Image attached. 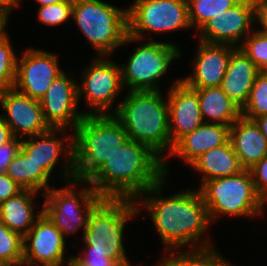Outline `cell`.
<instances>
[{
    "mask_svg": "<svg viewBox=\"0 0 267 266\" xmlns=\"http://www.w3.org/2000/svg\"><path fill=\"white\" fill-rule=\"evenodd\" d=\"M164 91H126L114 116L123 125L129 139L146 145L163 161L164 176L169 178L171 169L167 158L173 145Z\"/></svg>",
    "mask_w": 267,
    "mask_h": 266,
    "instance_id": "cell-3",
    "label": "cell"
},
{
    "mask_svg": "<svg viewBox=\"0 0 267 266\" xmlns=\"http://www.w3.org/2000/svg\"><path fill=\"white\" fill-rule=\"evenodd\" d=\"M164 177L163 161L146 145L128 139L87 181L104 198L135 200Z\"/></svg>",
    "mask_w": 267,
    "mask_h": 266,
    "instance_id": "cell-2",
    "label": "cell"
},
{
    "mask_svg": "<svg viewBox=\"0 0 267 266\" xmlns=\"http://www.w3.org/2000/svg\"><path fill=\"white\" fill-rule=\"evenodd\" d=\"M76 76L64 71L40 99L44 120L50 128L74 131L85 116L79 109Z\"/></svg>",
    "mask_w": 267,
    "mask_h": 266,
    "instance_id": "cell-16",
    "label": "cell"
},
{
    "mask_svg": "<svg viewBox=\"0 0 267 266\" xmlns=\"http://www.w3.org/2000/svg\"><path fill=\"white\" fill-rule=\"evenodd\" d=\"M17 57L10 35L6 31L0 37V92L14 88Z\"/></svg>",
    "mask_w": 267,
    "mask_h": 266,
    "instance_id": "cell-31",
    "label": "cell"
},
{
    "mask_svg": "<svg viewBox=\"0 0 267 266\" xmlns=\"http://www.w3.org/2000/svg\"><path fill=\"white\" fill-rule=\"evenodd\" d=\"M255 27L261 33L267 35V1L265 0H257Z\"/></svg>",
    "mask_w": 267,
    "mask_h": 266,
    "instance_id": "cell-38",
    "label": "cell"
},
{
    "mask_svg": "<svg viewBox=\"0 0 267 266\" xmlns=\"http://www.w3.org/2000/svg\"><path fill=\"white\" fill-rule=\"evenodd\" d=\"M230 127L203 122L193 132L185 134L174 145L168 156L175 157L188 166L206 151L223 145L229 139Z\"/></svg>",
    "mask_w": 267,
    "mask_h": 266,
    "instance_id": "cell-20",
    "label": "cell"
},
{
    "mask_svg": "<svg viewBox=\"0 0 267 266\" xmlns=\"http://www.w3.org/2000/svg\"><path fill=\"white\" fill-rule=\"evenodd\" d=\"M259 72L255 63L240 48H237L231 54L220 87L242 109Z\"/></svg>",
    "mask_w": 267,
    "mask_h": 266,
    "instance_id": "cell-22",
    "label": "cell"
},
{
    "mask_svg": "<svg viewBox=\"0 0 267 266\" xmlns=\"http://www.w3.org/2000/svg\"><path fill=\"white\" fill-rule=\"evenodd\" d=\"M267 189L259 196V216L264 217L267 210Z\"/></svg>",
    "mask_w": 267,
    "mask_h": 266,
    "instance_id": "cell-41",
    "label": "cell"
},
{
    "mask_svg": "<svg viewBox=\"0 0 267 266\" xmlns=\"http://www.w3.org/2000/svg\"><path fill=\"white\" fill-rule=\"evenodd\" d=\"M129 43L139 45L128 54L124 64L119 63L125 91H162L160 80L182 58L179 45L168 40L143 41L127 35L123 47Z\"/></svg>",
    "mask_w": 267,
    "mask_h": 266,
    "instance_id": "cell-7",
    "label": "cell"
},
{
    "mask_svg": "<svg viewBox=\"0 0 267 266\" xmlns=\"http://www.w3.org/2000/svg\"><path fill=\"white\" fill-rule=\"evenodd\" d=\"M84 266H118L112 259L104 255H72Z\"/></svg>",
    "mask_w": 267,
    "mask_h": 266,
    "instance_id": "cell-37",
    "label": "cell"
},
{
    "mask_svg": "<svg viewBox=\"0 0 267 266\" xmlns=\"http://www.w3.org/2000/svg\"><path fill=\"white\" fill-rule=\"evenodd\" d=\"M5 173L23 190L42 193V196L52 187L51 180H55L21 148L8 164Z\"/></svg>",
    "mask_w": 267,
    "mask_h": 266,
    "instance_id": "cell-26",
    "label": "cell"
},
{
    "mask_svg": "<svg viewBox=\"0 0 267 266\" xmlns=\"http://www.w3.org/2000/svg\"><path fill=\"white\" fill-rule=\"evenodd\" d=\"M22 190L5 172L0 173V204L16 196Z\"/></svg>",
    "mask_w": 267,
    "mask_h": 266,
    "instance_id": "cell-36",
    "label": "cell"
},
{
    "mask_svg": "<svg viewBox=\"0 0 267 266\" xmlns=\"http://www.w3.org/2000/svg\"><path fill=\"white\" fill-rule=\"evenodd\" d=\"M239 48L255 63L259 71H267V35L255 28Z\"/></svg>",
    "mask_w": 267,
    "mask_h": 266,
    "instance_id": "cell-33",
    "label": "cell"
},
{
    "mask_svg": "<svg viewBox=\"0 0 267 266\" xmlns=\"http://www.w3.org/2000/svg\"><path fill=\"white\" fill-rule=\"evenodd\" d=\"M196 49L191 73L180 77L192 89L221 86L222 79L227 71L231 54L237 49L226 44H212L200 40L196 41Z\"/></svg>",
    "mask_w": 267,
    "mask_h": 266,
    "instance_id": "cell-17",
    "label": "cell"
},
{
    "mask_svg": "<svg viewBox=\"0 0 267 266\" xmlns=\"http://www.w3.org/2000/svg\"><path fill=\"white\" fill-rule=\"evenodd\" d=\"M55 52L28 47L17 57L14 88L33 99L40 100L59 75L65 70L60 66Z\"/></svg>",
    "mask_w": 267,
    "mask_h": 266,
    "instance_id": "cell-14",
    "label": "cell"
},
{
    "mask_svg": "<svg viewBox=\"0 0 267 266\" xmlns=\"http://www.w3.org/2000/svg\"><path fill=\"white\" fill-rule=\"evenodd\" d=\"M72 19L98 56H113L117 48H123L127 7L102 0H73Z\"/></svg>",
    "mask_w": 267,
    "mask_h": 266,
    "instance_id": "cell-6",
    "label": "cell"
},
{
    "mask_svg": "<svg viewBox=\"0 0 267 266\" xmlns=\"http://www.w3.org/2000/svg\"><path fill=\"white\" fill-rule=\"evenodd\" d=\"M23 237L11 231L0 219V265L22 266Z\"/></svg>",
    "mask_w": 267,
    "mask_h": 266,
    "instance_id": "cell-29",
    "label": "cell"
},
{
    "mask_svg": "<svg viewBox=\"0 0 267 266\" xmlns=\"http://www.w3.org/2000/svg\"><path fill=\"white\" fill-rule=\"evenodd\" d=\"M167 184L164 177L135 199L138 214L143 209L149 215L163 244V252L215 244L208 234L214 225L198 188L164 196L162 192Z\"/></svg>",
    "mask_w": 267,
    "mask_h": 266,
    "instance_id": "cell-1",
    "label": "cell"
},
{
    "mask_svg": "<svg viewBox=\"0 0 267 266\" xmlns=\"http://www.w3.org/2000/svg\"><path fill=\"white\" fill-rule=\"evenodd\" d=\"M171 84L167 89V101L169 135L171 144L174 145L185 134L199 127L203 119L197 91L188 87L181 78H177Z\"/></svg>",
    "mask_w": 267,
    "mask_h": 266,
    "instance_id": "cell-19",
    "label": "cell"
},
{
    "mask_svg": "<svg viewBox=\"0 0 267 266\" xmlns=\"http://www.w3.org/2000/svg\"><path fill=\"white\" fill-rule=\"evenodd\" d=\"M67 131L68 129L50 128L44 133L21 139L20 144V148L51 177H61L59 180L64 179L63 182L75 180L73 131ZM59 160H63L61 169L59 168L61 174H56L54 169L56 170Z\"/></svg>",
    "mask_w": 267,
    "mask_h": 266,
    "instance_id": "cell-12",
    "label": "cell"
},
{
    "mask_svg": "<svg viewBox=\"0 0 267 266\" xmlns=\"http://www.w3.org/2000/svg\"><path fill=\"white\" fill-rule=\"evenodd\" d=\"M10 21L4 18H0V37L7 31V25Z\"/></svg>",
    "mask_w": 267,
    "mask_h": 266,
    "instance_id": "cell-44",
    "label": "cell"
},
{
    "mask_svg": "<svg viewBox=\"0 0 267 266\" xmlns=\"http://www.w3.org/2000/svg\"><path fill=\"white\" fill-rule=\"evenodd\" d=\"M35 15L38 22L45 27H60L63 24H71L73 0H65L56 4H48L37 8Z\"/></svg>",
    "mask_w": 267,
    "mask_h": 266,
    "instance_id": "cell-32",
    "label": "cell"
},
{
    "mask_svg": "<svg viewBox=\"0 0 267 266\" xmlns=\"http://www.w3.org/2000/svg\"><path fill=\"white\" fill-rule=\"evenodd\" d=\"M2 116L14 137L26 138L44 133L50 129L43 117L40 100L18 92L15 88L0 92Z\"/></svg>",
    "mask_w": 267,
    "mask_h": 266,
    "instance_id": "cell-18",
    "label": "cell"
},
{
    "mask_svg": "<svg viewBox=\"0 0 267 266\" xmlns=\"http://www.w3.org/2000/svg\"><path fill=\"white\" fill-rule=\"evenodd\" d=\"M36 2V4L38 3V6H44V5H48V4H56L59 2H63L65 0H34Z\"/></svg>",
    "mask_w": 267,
    "mask_h": 266,
    "instance_id": "cell-43",
    "label": "cell"
},
{
    "mask_svg": "<svg viewBox=\"0 0 267 266\" xmlns=\"http://www.w3.org/2000/svg\"><path fill=\"white\" fill-rule=\"evenodd\" d=\"M256 124L259 126L260 131L264 135L265 139L267 140V114L257 117L254 119Z\"/></svg>",
    "mask_w": 267,
    "mask_h": 266,
    "instance_id": "cell-42",
    "label": "cell"
},
{
    "mask_svg": "<svg viewBox=\"0 0 267 266\" xmlns=\"http://www.w3.org/2000/svg\"><path fill=\"white\" fill-rule=\"evenodd\" d=\"M240 0H187L192 30L199 31L207 21L225 13Z\"/></svg>",
    "mask_w": 267,
    "mask_h": 266,
    "instance_id": "cell-28",
    "label": "cell"
},
{
    "mask_svg": "<svg viewBox=\"0 0 267 266\" xmlns=\"http://www.w3.org/2000/svg\"><path fill=\"white\" fill-rule=\"evenodd\" d=\"M62 185L61 188L53 186L43 195L42 212L65 239L79 231H82V239L91 212L104 197L98 195L88 181L75 179Z\"/></svg>",
    "mask_w": 267,
    "mask_h": 266,
    "instance_id": "cell-9",
    "label": "cell"
},
{
    "mask_svg": "<svg viewBox=\"0 0 267 266\" xmlns=\"http://www.w3.org/2000/svg\"><path fill=\"white\" fill-rule=\"evenodd\" d=\"M65 266H84L83 264L79 263L73 256L68 261V263Z\"/></svg>",
    "mask_w": 267,
    "mask_h": 266,
    "instance_id": "cell-45",
    "label": "cell"
},
{
    "mask_svg": "<svg viewBox=\"0 0 267 266\" xmlns=\"http://www.w3.org/2000/svg\"><path fill=\"white\" fill-rule=\"evenodd\" d=\"M128 139L114 115H85L73 131L75 179L87 181Z\"/></svg>",
    "mask_w": 267,
    "mask_h": 266,
    "instance_id": "cell-5",
    "label": "cell"
},
{
    "mask_svg": "<svg viewBox=\"0 0 267 266\" xmlns=\"http://www.w3.org/2000/svg\"><path fill=\"white\" fill-rule=\"evenodd\" d=\"M138 215L134 199L104 198L90 214L81 240L84 248L81 246L78 254L104 255L118 266H136L128 258L123 240L127 223Z\"/></svg>",
    "mask_w": 267,
    "mask_h": 266,
    "instance_id": "cell-4",
    "label": "cell"
},
{
    "mask_svg": "<svg viewBox=\"0 0 267 266\" xmlns=\"http://www.w3.org/2000/svg\"><path fill=\"white\" fill-rule=\"evenodd\" d=\"M249 170L255 184L256 191L260 196L267 189V156L254 164Z\"/></svg>",
    "mask_w": 267,
    "mask_h": 266,
    "instance_id": "cell-34",
    "label": "cell"
},
{
    "mask_svg": "<svg viewBox=\"0 0 267 266\" xmlns=\"http://www.w3.org/2000/svg\"><path fill=\"white\" fill-rule=\"evenodd\" d=\"M267 114V71H260L250 90L248 100L241 109V116L254 120Z\"/></svg>",
    "mask_w": 267,
    "mask_h": 266,
    "instance_id": "cell-30",
    "label": "cell"
},
{
    "mask_svg": "<svg viewBox=\"0 0 267 266\" xmlns=\"http://www.w3.org/2000/svg\"><path fill=\"white\" fill-rule=\"evenodd\" d=\"M203 122L231 126L241 117V109L219 87L195 89Z\"/></svg>",
    "mask_w": 267,
    "mask_h": 266,
    "instance_id": "cell-25",
    "label": "cell"
},
{
    "mask_svg": "<svg viewBox=\"0 0 267 266\" xmlns=\"http://www.w3.org/2000/svg\"><path fill=\"white\" fill-rule=\"evenodd\" d=\"M257 0H240L225 13L211 18L197 32V39L206 43L226 44L239 48L256 28Z\"/></svg>",
    "mask_w": 267,
    "mask_h": 266,
    "instance_id": "cell-15",
    "label": "cell"
},
{
    "mask_svg": "<svg viewBox=\"0 0 267 266\" xmlns=\"http://www.w3.org/2000/svg\"><path fill=\"white\" fill-rule=\"evenodd\" d=\"M110 56H94L82 68L81 79L77 80L78 102L84 100L87 110L84 115H114L118 107L113 105L117 97L125 92L119 63ZM119 95V96H118ZM89 107V108H88Z\"/></svg>",
    "mask_w": 267,
    "mask_h": 266,
    "instance_id": "cell-11",
    "label": "cell"
},
{
    "mask_svg": "<svg viewBox=\"0 0 267 266\" xmlns=\"http://www.w3.org/2000/svg\"><path fill=\"white\" fill-rule=\"evenodd\" d=\"M38 195L39 193L32 190H22L16 196L1 203V221L11 231L24 237L35 220L43 213L42 208L37 212L35 211Z\"/></svg>",
    "mask_w": 267,
    "mask_h": 266,
    "instance_id": "cell-24",
    "label": "cell"
},
{
    "mask_svg": "<svg viewBox=\"0 0 267 266\" xmlns=\"http://www.w3.org/2000/svg\"><path fill=\"white\" fill-rule=\"evenodd\" d=\"M23 0H0V18L10 20L12 12L16 8H21Z\"/></svg>",
    "mask_w": 267,
    "mask_h": 266,
    "instance_id": "cell-39",
    "label": "cell"
},
{
    "mask_svg": "<svg viewBox=\"0 0 267 266\" xmlns=\"http://www.w3.org/2000/svg\"><path fill=\"white\" fill-rule=\"evenodd\" d=\"M215 225L224 216L259 218V195L249 169L233 176L219 177L197 187ZM215 223V224H214Z\"/></svg>",
    "mask_w": 267,
    "mask_h": 266,
    "instance_id": "cell-8",
    "label": "cell"
},
{
    "mask_svg": "<svg viewBox=\"0 0 267 266\" xmlns=\"http://www.w3.org/2000/svg\"><path fill=\"white\" fill-rule=\"evenodd\" d=\"M13 138L14 135L10 127L4 121L2 113H0V146L10 142Z\"/></svg>",
    "mask_w": 267,
    "mask_h": 266,
    "instance_id": "cell-40",
    "label": "cell"
},
{
    "mask_svg": "<svg viewBox=\"0 0 267 266\" xmlns=\"http://www.w3.org/2000/svg\"><path fill=\"white\" fill-rule=\"evenodd\" d=\"M229 140L244 169L267 156V140L254 120L241 116L230 126Z\"/></svg>",
    "mask_w": 267,
    "mask_h": 266,
    "instance_id": "cell-21",
    "label": "cell"
},
{
    "mask_svg": "<svg viewBox=\"0 0 267 266\" xmlns=\"http://www.w3.org/2000/svg\"><path fill=\"white\" fill-rule=\"evenodd\" d=\"M189 167L195 174L201 175L199 185L215 178L233 176L244 170L229 139L223 145L201 154Z\"/></svg>",
    "mask_w": 267,
    "mask_h": 266,
    "instance_id": "cell-23",
    "label": "cell"
},
{
    "mask_svg": "<svg viewBox=\"0 0 267 266\" xmlns=\"http://www.w3.org/2000/svg\"><path fill=\"white\" fill-rule=\"evenodd\" d=\"M21 139L14 137L10 142L0 146V173L6 172L8 164L20 149Z\"/></svg>",
    "mask_w": 267,
    "mask_h": 266,
    "instance_id": "cell-35",
    "label": "cell"
},
{
    "mask_svg": "<svg viewBox=\"0 0 267 266\" xmlns=\"http://www.w3.org/2000/svg\"><path fill=\"white\" fill-rule=\"evenodd\" d=\"M155 266H238L222 256L215 244L162 253ZM154 266V265H153Z\"/></svg>",
    "mask_w": 267,
    "mask_h": 266,
    "instance_id": "cell-27",
    "label": "cell"
},
{
    "mask_svg": "<svg viewBox=\"0 0 267 266\" xmlns=\"http://www.w3.org/2000/svg\"><path fill=\"white\" fill-rule=\"evenodd\" d=\"M67 244L68 239L42 213L23 237L22 266H65L72 258V254H65Z\"/></svg>",
    "mask_w": 267,
    "mask_h": 266,
    "instance_id": "cell-13",
    "label": "cell"
},
{
    "mask_svg": "<svg viewBox=\"0 0 267 266\" xmlns=\"http://www.w3.org/2000/svg\"><path fill=\"white\" fill-rule=\"evenodd\" d=\"M127 21L128 35L146 41H155L157 33L192 29L187 0H133L127 7Z\"/></svg>",
    "mask_w": 267,
    "mask_h": 266,
    "instance_id": "cell-10",
    "label": "cell"
}]
</instances>
